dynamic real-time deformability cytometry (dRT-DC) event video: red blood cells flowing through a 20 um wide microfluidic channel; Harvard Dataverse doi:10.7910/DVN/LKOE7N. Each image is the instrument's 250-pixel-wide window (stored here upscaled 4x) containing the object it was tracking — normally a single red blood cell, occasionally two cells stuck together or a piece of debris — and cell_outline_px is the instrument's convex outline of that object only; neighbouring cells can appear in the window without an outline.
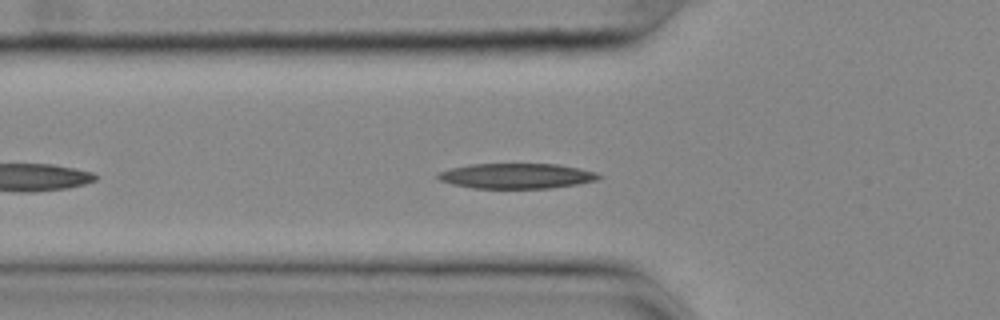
{"species": "common noctule bat (a hibernating species)", "species_latin": "Nyctalus noctula", "temperature_condition": "cold", "stored_images_in_passage": 38, "camera_frame_rate_fps": 3000, "um_per_image_px": 0.085, "animal": {"sex": "female", "body_mass_g": 25.1}, "frame": {"image": 1, "passage_image": 2, "time_ms": 0.333, "image_size_px": [1000, 320], "cell_outline_px": [[604, 176], [596, 180], [580, 184], [548, 188], [472, 188], [452, 184], [440, 180], [436, 176], [436, 172], [452, 168], [472, 164], [556, 164], [596, 172]], "centroid_in_image_um": [43.9, 14.96], "position_along_channel_um": 81.9, "area_um2": 23.58}}
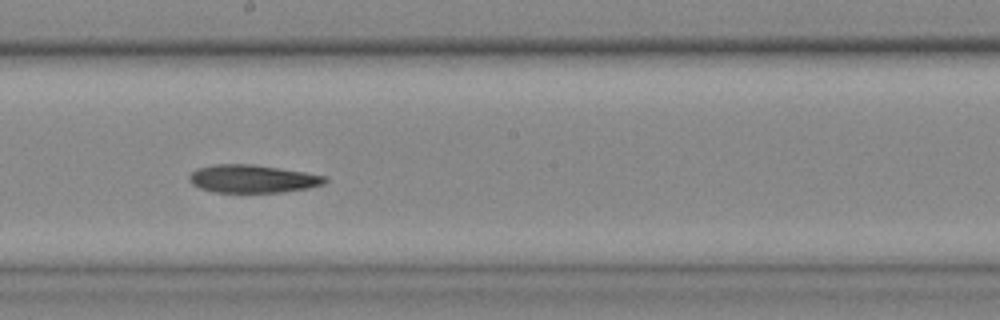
{"frame": {"image": 2, "passage_image": 14, "time_ms": 4.333, "image_size_px": [1000, 320], "cell_outline_px": [[328, 180], [324, 184], [308, 188], [280, 192], [216, 192], [200, 188], [192, 184], [188, 180], [188, 176], [196, 168], [212, 164], [252, 164], [304, 172], [324, 176]], "centroid_in_image_um": [21.42, 15.19], "position_along_channel_um": 226.8, "area_um2": 22.02}}
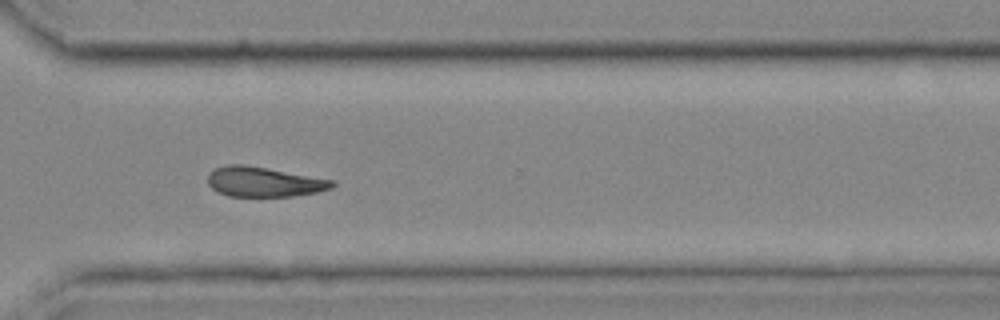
{"frame": {"image": 3, "passage_image": 24, "time_ms": 7.667, "image_size_px": [1000, 320], "cell_outline_px": [[336, 184], [332, 188], [316, 192], [292, 196], [228, 196], [212, 188], [208, 184], [208, 172], [216, 168], [228, 164], [244, 164], [332, 180]], "centroid_in_image_um": [22.4, 15.45], "position_along_channel_um": 348.2, "area_um2": 21.39}, "authors_computed_cell_mechanics": {"area_um2": 22.2819, "velocity_mm_per_s": 3.6263, "shape_relaxation_time_tau1_ms": 4.9854, "shape_relaxation_time_tau2_ms": null, "deformation_change_tau1": 0.1539, "deformation_change_tau2": null}}